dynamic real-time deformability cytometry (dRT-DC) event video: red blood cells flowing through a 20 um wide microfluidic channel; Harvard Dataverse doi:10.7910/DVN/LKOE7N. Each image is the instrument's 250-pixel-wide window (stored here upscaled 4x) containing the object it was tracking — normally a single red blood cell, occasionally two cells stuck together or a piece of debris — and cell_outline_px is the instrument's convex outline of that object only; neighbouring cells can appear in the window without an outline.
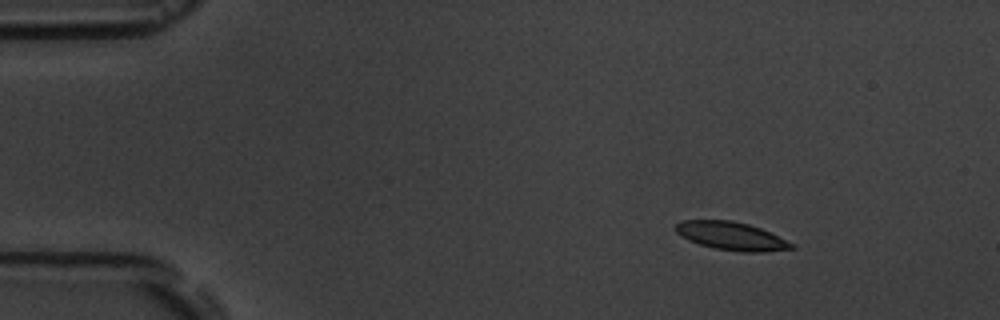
{"species": "common noctule bat (a hibernating species)", "species_latin": "Nyctalus noctula", "temperature_condition": "room temperature", "stored_images_in_passage": 10, "camera_frame_rate_fps": 3000, "um_per_image_px": 0.085, "animal": {"sex": "male", "body_mass_g": 19.5, "forearm_length_mm": 54.6}, "frame": {"image": 1, "passage_image": 2, "time_ms": 1.333, "image_size_px": [1000, 320], "cell_outline_px": [[796, 248], [764, 252], [740, 252], [716, 248], [700, 244], [688, 240], [680, 236], [672, 228], [680, 220], [732, 220], [748, 224], [760, 228], [796, 244]], "centroid_in_image_um": [62.15, 20.06], "position_along_channel_um": 22.8, "area_um2": 19.19}}
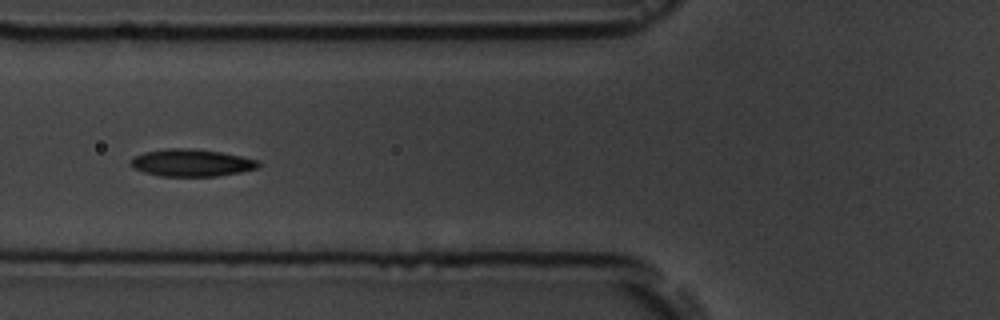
{"frame": {"image": 2, "passage_image": 6, "time_ms": 6.0, "image_size_px": [1000, 320], "cell_outline_px": [[260, 164], [256, 168], [240, 172], [216, 176], [160, 176], [144, 172], [132, 168], [128, 164], [136, 156], [144, 152], [168, 148], [192, 148], [220, 152], [260, 160]], "centroid_in_image_um": [16.26, 13.83], "position_along_channel_um": 109.5, "area_um2": 20.23}}
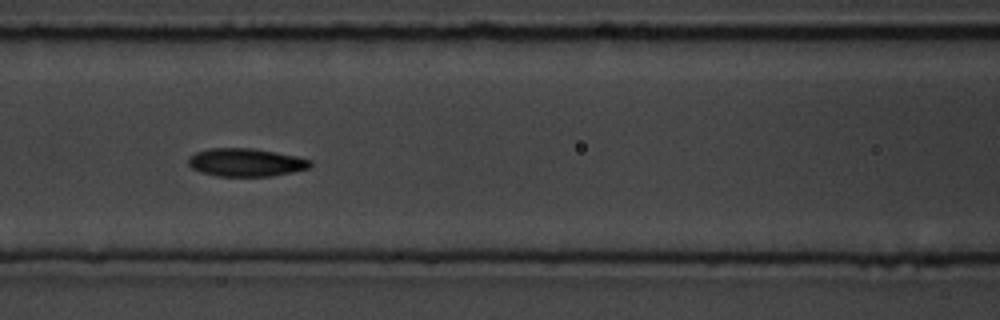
{"frame": {"image": 3, "passage_image": 7, "time_ms": 7.0, "image_size_px": [1000, 320], "cell_outline_px": [[312, 164], [308, 168], [292, 172], [272, 176], [216, 176], [200, 172], [192, 168], [188, 164], [188, 160], [196, 152], [208, 148], [252, 148], [296, 156], [312, 160]], "centroid_in_image_um": [20.89, 13.81], "position_along_channel_um": 145.7, "area_um2": 19.88}}